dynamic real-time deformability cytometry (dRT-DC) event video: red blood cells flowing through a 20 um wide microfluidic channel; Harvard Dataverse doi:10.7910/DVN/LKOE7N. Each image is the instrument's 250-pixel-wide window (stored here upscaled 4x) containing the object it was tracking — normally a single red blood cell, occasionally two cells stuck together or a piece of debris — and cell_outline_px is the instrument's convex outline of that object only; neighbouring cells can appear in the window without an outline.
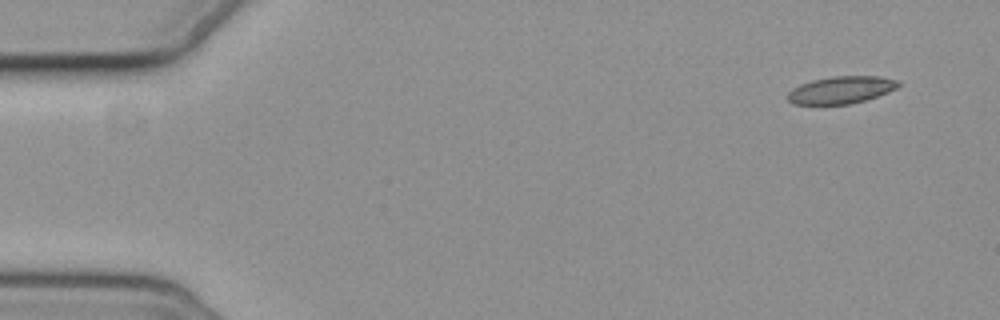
{"species": "common noctule bat (a hibernating species)", "species_latin": "Nyctalus noctula", "temperature_condition": "cold", "stored_images_in_passage": 4, "camera_frame_rate_fps": 3000, "um_per_image_px": 0.085, "animal": {"sex": "female", "body_mass_g": 19.3, "forearm_length_mm": 54.1}, "frame": {"image": 1, "passage_image": 1, "time_ms": 0.0, "image_size_px": [1000, 320], "cell_outline_px": [[900, 84], [896, 88], [888, 92], [864, 100], [848, 104], [792, 104], [784, 96], [792, 88], [800, 84], [812, 80], [832, 76], [876, 76], [900, 80]], "centroid_in_image_um": [71.45, 7.64], "position_along_channel_um": 13.6, "area_um2": 17.63}}
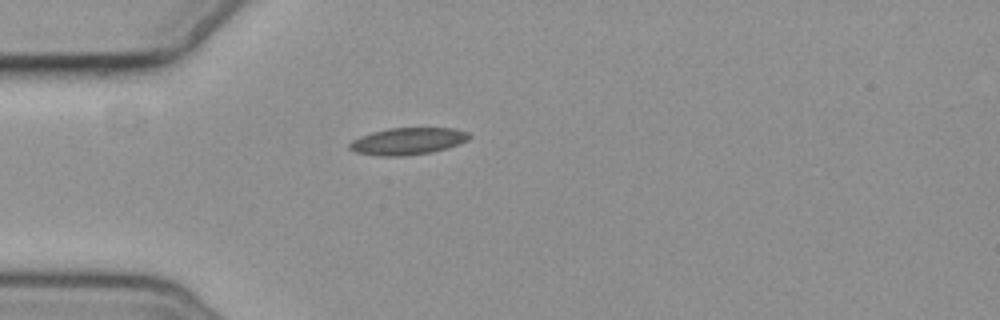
{"frame": {"image": 2, "passage_image": 4, "time_ms": 4.0, "image_size_px": [1000, 320], "cell_outline_px": [[472, 136], [468, 140], [460, 144], [432, 152], [404, 156], [380, 156], [356, 152], [348, 148], [348, 144], [352, 140], [360, 136], [372, 132], [388, 128], [456, 128], [472, 132]], "centroid_in_image_um": [34.7, 11.99], "position_along_channel_um": 50.3, "area_um2": 19.07}}